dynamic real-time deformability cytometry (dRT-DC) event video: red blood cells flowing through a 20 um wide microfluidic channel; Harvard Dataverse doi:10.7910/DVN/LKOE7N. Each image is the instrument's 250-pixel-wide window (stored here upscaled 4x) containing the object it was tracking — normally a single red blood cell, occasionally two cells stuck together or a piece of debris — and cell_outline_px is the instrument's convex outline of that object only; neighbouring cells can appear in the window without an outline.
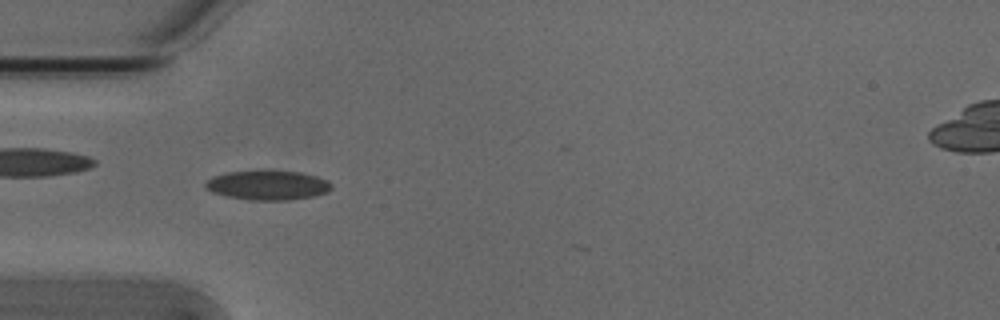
{"species": "Egyptian fruit bat (a non-hibernating species)", "species_latin": "Rousettus aegyptiacus", "temperature_condition": "cold", "stored_images_in_passage": 53, "camera_frame_rate_fps": 3000, "um_per_image_px": 0.085, "animal": {"sex": "male"}, "frame": {"image": 1, "passage_image": 16, "time_ms": 5.0, "image_size_px": [1000, 320], "cell_outline_px": [[332, 188], [328, 192], [316, 196], [288, 200], [248, 200], [224, 196], [212, 192], [204, 188], [204, 184], [212, 176], [228, 172], [300, 172], [316, 176], [328, 180], [332, 184]], "centroid_in_image_um": [22.76, 15.77], "position_along_channel_um": 62.2, "area_um2": 21.5}}
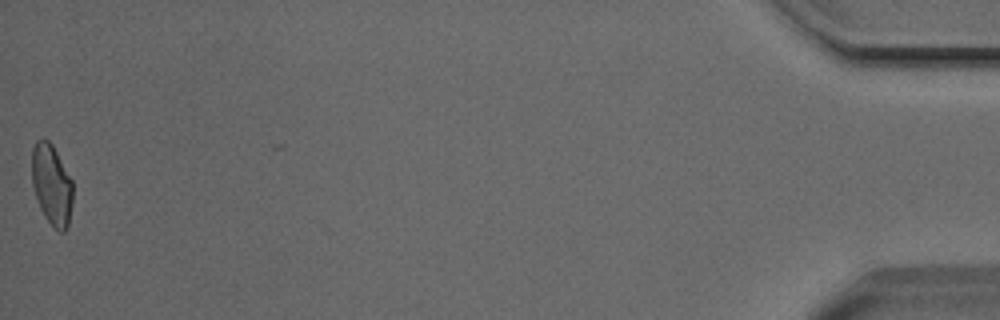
{"frame": {"image": 2, "passage_image": 53, "time_ms": 17.333, "image_size_px": [1000, 320], "cell_outline_px": [[72, 200], [68, 224], [64, 232], [60, 232], [44, 216], [40, 208], [32, 184], [32, 148], [36, 140], [48, 140], [52, 144], [72, 180]], "centroid_in_image_um": [4.38, 15.68], "position_along_channel_um": 430.8, "area_um2": 18.96}, "authors_computed_cell_mechanics": {"area_um2": 20.1722, "velocity_mm_per_s": 3.8282, "shape_relaxation_time_tau1_ms": 5.7001, "shape_relaxation_time_tau2_ms": 2.1737, "deformation_change_tau1": 0.1328, "deformation_change_tau2": 0.0724}}